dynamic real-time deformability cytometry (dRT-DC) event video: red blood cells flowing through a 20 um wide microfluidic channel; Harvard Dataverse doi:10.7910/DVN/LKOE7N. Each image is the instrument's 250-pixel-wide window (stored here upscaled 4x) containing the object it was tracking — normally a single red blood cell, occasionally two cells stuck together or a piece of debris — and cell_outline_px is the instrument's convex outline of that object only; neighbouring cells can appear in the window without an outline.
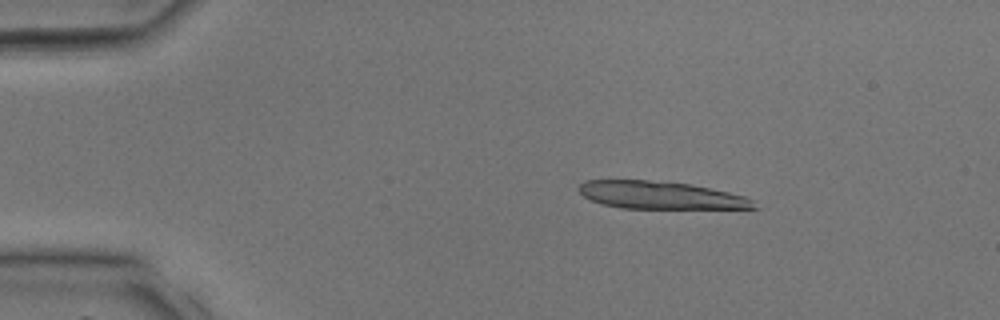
{"species": "common noctule bat (a hibernating species)", "species_latin": "Nyctalus noctula", "temperature_condition": "room temperature", "stored_images_in_passage": 39, "segment_of_instrument_passage": [1, 2], "camera_frame_rate_fps": 3000, "um_per_image_px": 0.085, "animal": {"sex": "male", "body_mass_g": 17.9, "forearm_length_mm": 54.2}, "frame": {"image": 1, "passage_image": 7, "time_ms": 2.0, "image_size_px": [1000, 320], "cell_outline_px": [[760, 208], [620, 208], [604, 204], [592, 200], [584, 196], [576, 188], [584, 180], [648, 180], [692, 184], [728, 192], [744, 196], [752, 200]], "centroid_in_image_um": [56.12, 16.58], "position_along_channel_um": 28.9, "area_um2": 27.98}}